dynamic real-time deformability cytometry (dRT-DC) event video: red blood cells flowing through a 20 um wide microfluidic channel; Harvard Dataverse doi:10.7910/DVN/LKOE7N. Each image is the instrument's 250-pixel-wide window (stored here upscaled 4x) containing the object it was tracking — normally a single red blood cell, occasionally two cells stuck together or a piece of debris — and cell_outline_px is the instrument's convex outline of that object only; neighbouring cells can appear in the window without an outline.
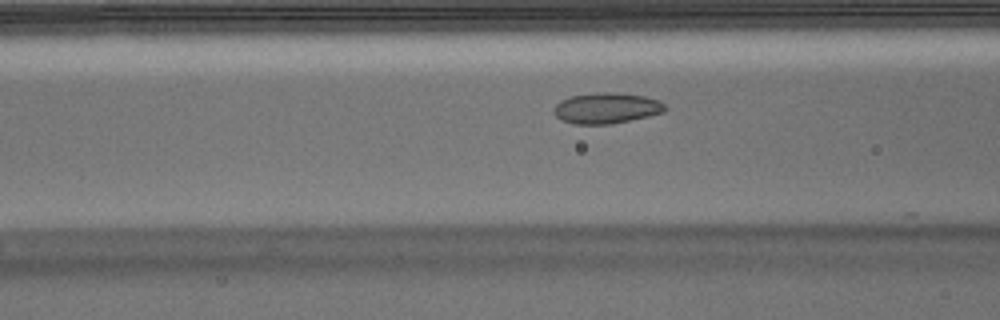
{"species": "Egyptian fruit bat (a non-hibernating species)", "species_latin": "Rousettus aegyptiacus", "temperature_condition": "warm", "stored_images_in_passage": 49, "segment_of_instrument_passage": [1, 2], "camera_frame_rate_fps": 3000, "um_per_image_px": 0.085, "animal": {"sex": "male"}, "frame": {"image": 1, "passage_image": 16, "time_ms": 5.0, "image_size_px": [1000, 320], "cell_outline_px": [[668, 108], [664, 112], [648, 116], [612, 124], [572, 124], [560, 120], [556, 116], [552, 108], [560, 100], [572, 96], [596, 92], [612, 92], [644, 96], [660, 100]], "centroid_in_image_um": [51.54, 9.19], "position_along_channel_um": 115.1, "area_um2": 20.11}}
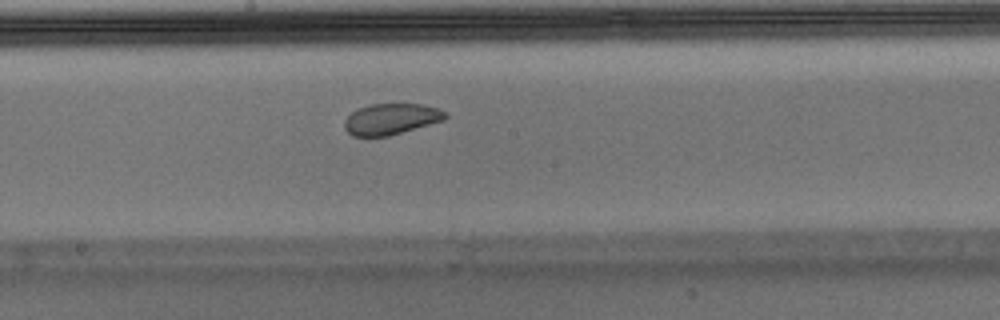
{"frame": {"image": 2, "passage_image": 24, "time_ms": 7.667, "image_size_px": [1000, 320], "cell_outline_px": [[448, 116], [444, 120], [388, 136], [352, 136], [344, 128], [344, 120], [352, 112], [360, 108], [372, 104], [420, 104], [440, 108], [448, 112]], "centroid_in_image_um": [33.27, 10.11], "position_along_channel_um": 214.9, "area_um2": 18.21}}
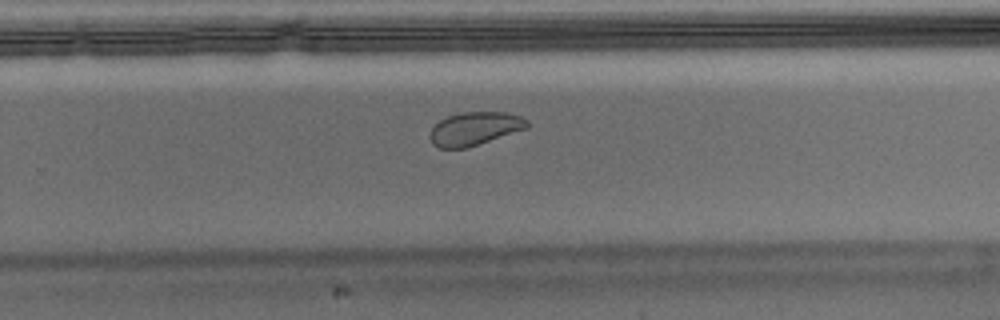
{"frame": {"image": 3, "passage_image": 30, "time_ms": 9.667, "image_size_px": [1000, 320], "cell_outline_px": [[532, 124], [528, 128], [468, 148], [440, 148], [432, 144], [428, 136], [432, 128], [440, 120], [448, 116], [464, 112], [508, 112], [520, 116], [528, 120]], "centroid_in_image_um": [40.38, 10.94], "position_along_channel_um": 289.4, "area_um2": 19.07}}